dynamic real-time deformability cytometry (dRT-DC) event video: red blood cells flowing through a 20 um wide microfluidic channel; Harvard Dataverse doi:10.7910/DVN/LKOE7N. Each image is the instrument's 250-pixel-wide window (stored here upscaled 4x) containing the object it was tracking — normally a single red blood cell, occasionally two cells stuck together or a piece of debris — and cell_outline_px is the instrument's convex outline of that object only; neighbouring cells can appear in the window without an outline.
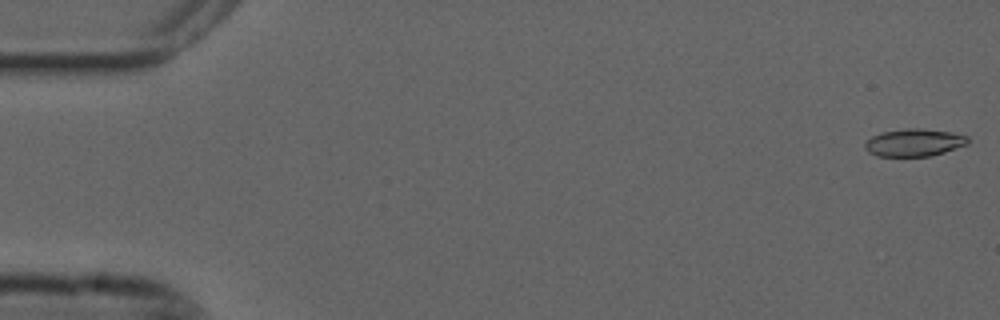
{"species": "common noctule bat (a hibernating species)", "species_latin": "Nyctalus noctula", "temperature_condition": "cold", "stored_images_in_passage": 55, "camera_frame_rate_fps": 3000, "um_per_image_px": 0.085, "animal": {"sex": "male", "forearm_length_mm": 52.5}, "frame": {"image": 1, "passage_image": 1, "time_ms": 0.0, "image_size_px": [1000, 320], "cell_outline_px": [[968, 144], [944, 152], [928, 156], [876, 156], [868, 152], [864, 148], [864, 144], [872, 136], [884, 132], [904, 128], [924, 128], [952, 132], [968, 136]], "centroid_in_image_um": [77.7, 12.11], "position_along_channel_um": 7.3, "area_um2": 16.53}}
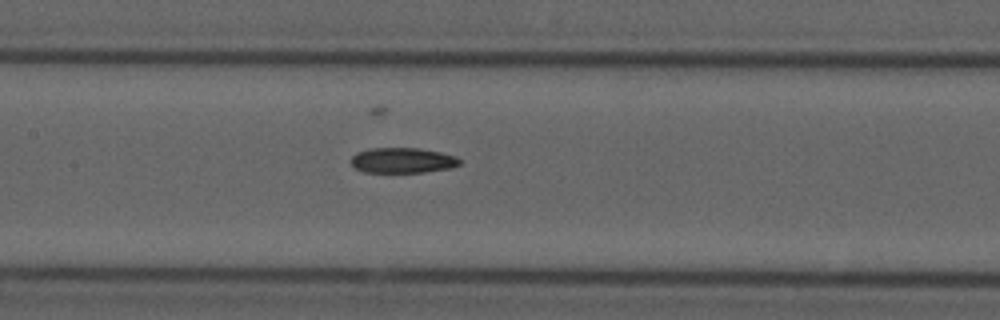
{"frame": {"image": 2, "passage_image": 26, "time_ms": 8.333, "image_size_px": [1000, 320], "cell_outline_px": [[460, 164], [452, 168], [424, 172], [364, 172], [356, 168], [352, 164], [352, 156], [356, 152], [368, 148], [416, 148], [440, 152], [456, 156], [460, 160]], "centroid_in_image_um": [34.22, 13.63], "position_along_channel_um": 173.2, "area_um2": 16.01}}
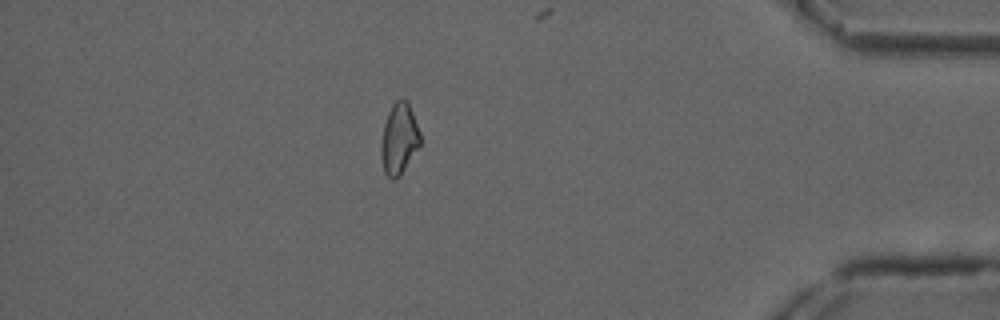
{"frame": {"image": 3, "passage_image": 48, "time_ms": 15.667, "image_size_px": [1000, 320], "cell_outline_px": [[420, 148], [400, 176], [396, 180], [392, 180], [384, 172], [380, 152], [380, 148], [384, 124], [388, 112], [392, 104], [400, 96], [404, 96], [408, 100], [420, 132]], "centroid_in_image_um": [33.94, 11.78], "position_along_channel_um": 401.3, "area_um2": 16.7}, "authors_computed_cell_mechanics": {"area_um2": 16.6464, "velocity_mm_per_s": 3.6849, "shape_relaxation_time_tau1_ms": null, "shape_relaxation_time_tau2_ms": 11.2351, "deformation_change_tau1": null, "deformation_change_tau2": 0.2037}}